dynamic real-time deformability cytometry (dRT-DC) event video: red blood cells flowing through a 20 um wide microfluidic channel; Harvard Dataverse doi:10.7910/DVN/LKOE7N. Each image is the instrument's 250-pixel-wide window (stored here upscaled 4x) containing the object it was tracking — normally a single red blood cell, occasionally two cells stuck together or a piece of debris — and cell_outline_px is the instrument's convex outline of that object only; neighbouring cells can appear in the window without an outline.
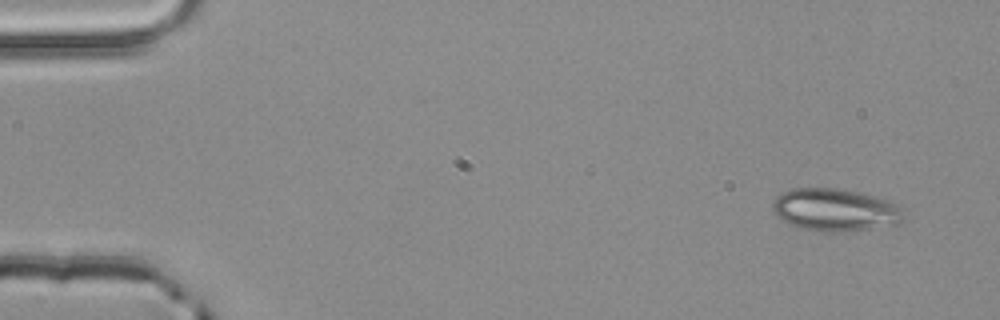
{"species": "common noctule bat (a hibernating species)", "species_latin": "Nyctalus noctula", "temperature_condition": "room temperature", "stored_images_in_passage": 3, "camera_frame_rate_fps": 3000, "um_per_image_px": 0.085, "animal": {"sex": "male", "body_mass_g": 20.4}, "frame": {"image": 1, "passage_image": 1, "time_ms": 0.0, "image_size_px": [1000, 320], "cell_outline_px": [[904, 220], [896, 224], [868, 228], [836, 232], [824, 232], [800, 228], [788, 224], [780, 220], [772, 212], [772, 204], [776, 196], [780, 192], [792, 188], [836, 188], [876, 196], [892, 200], [900, 204]], "centroid_in_image_um": [70.95, 17.83], "position_along_channel_um": 14.1, "area_um2": 32.83}}